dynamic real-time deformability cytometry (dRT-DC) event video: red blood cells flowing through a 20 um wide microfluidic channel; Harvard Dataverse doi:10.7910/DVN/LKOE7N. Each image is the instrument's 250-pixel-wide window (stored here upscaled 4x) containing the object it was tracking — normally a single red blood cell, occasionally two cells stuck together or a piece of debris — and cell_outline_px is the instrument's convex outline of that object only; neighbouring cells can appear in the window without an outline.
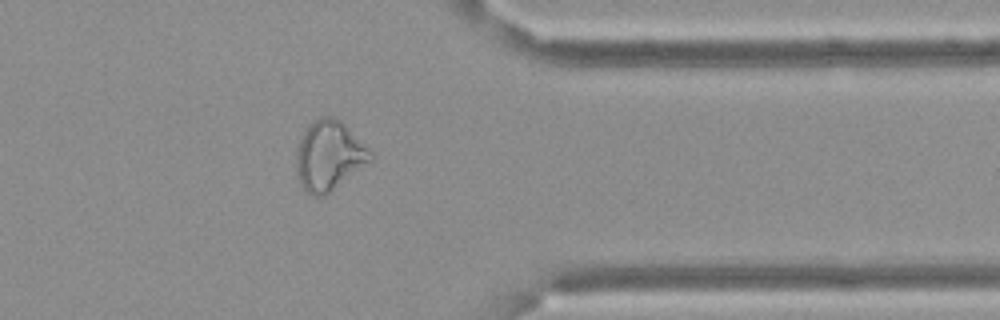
{"species": "Egyptian fruit bat (a non-hibernating species)", "species_latin": "Rousettus aegyptiacus", "temperature_condition": "cold", "stored_images_in_passage": 54, "camera_frame_rate_fps": 3000, "um_per_image_px": 0.085, "frame": {"image": 1, "passage_image": 45, "time_ms": 14.667, "image_size_px": [1000, 320], "cell_outline_px": [[376, 156], [372, 160], [324, 196], [312, 196], [300, 184], [296, 172], [296, 148], [308, 124], [320, 116], [332, 116], [340, 120]], "centroid_in_image_um": [27.95, 13.22], "position_along_channel_um": 383.4, "area_um2": 29.94}}